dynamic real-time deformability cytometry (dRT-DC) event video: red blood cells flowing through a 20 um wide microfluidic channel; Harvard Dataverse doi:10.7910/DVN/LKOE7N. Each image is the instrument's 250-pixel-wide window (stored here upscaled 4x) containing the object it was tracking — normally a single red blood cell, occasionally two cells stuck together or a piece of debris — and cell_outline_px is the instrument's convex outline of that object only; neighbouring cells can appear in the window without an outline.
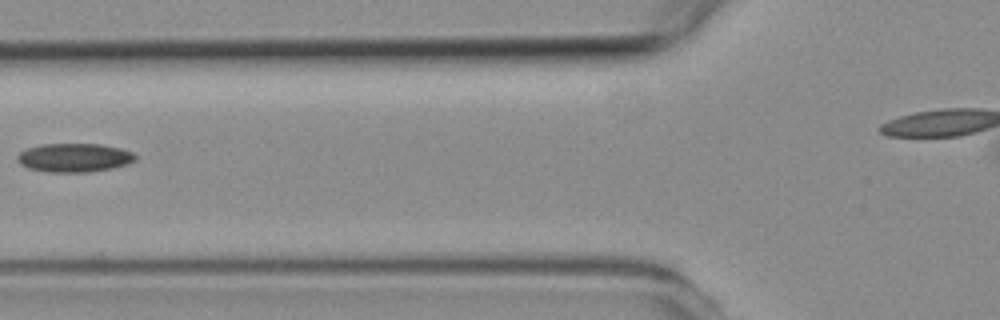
{"species": "common noctule bat (a hibernating species)", "species_latin": "Nyctalus noctula", "temperature_condition": "room temperature", "stored_images_in_passage": 3, "camera_frame_rate_fps": 3000, "um_per_image_px": 0.085, "animal": {"sex": "female", "body_mass_g": 19.3, "forearm_length_mm": 54.1}, "frame": {"image": 1, "passage_image": 2, "time_ms": 2.0, "image_size_px": [1000, 320], "cell_outline_px": [[136, 160], [128, 164], [112, 168], [88, 172], [48, 172], [28, 168], [20, 164], [16, 160], [16, 156], [20, 152], [28, 148], [44, 144], [100, 144], [120, 148], [132, 152], [136, 156]], "centroid_in_image_um": [6.31, 13.4], "position_along_channel_um": 119.5, "area_um2": 19.77}}
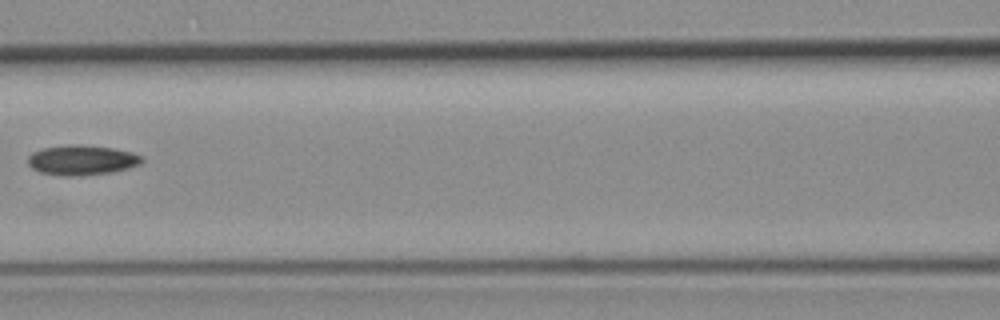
{"frame": {"image": 2, "passage_image": 3, "time_ms": 3.0, "image_size_px": [1000, 320], "cell_outline_px": [[144, 160], [140, 164], [128, 168], [112, 172], [80, 176], [68, 176], [40, 172], [32, 168], [28, 164], [28, 156], [32, 152], [44, 148], [68, 144], [76, 144], [112, 148], [132, 152], [144, 156]], "centroid_in_image_um": [6.97, 13.6], "position_along_channel_um": 159.6, "area_um2": 19.94}}